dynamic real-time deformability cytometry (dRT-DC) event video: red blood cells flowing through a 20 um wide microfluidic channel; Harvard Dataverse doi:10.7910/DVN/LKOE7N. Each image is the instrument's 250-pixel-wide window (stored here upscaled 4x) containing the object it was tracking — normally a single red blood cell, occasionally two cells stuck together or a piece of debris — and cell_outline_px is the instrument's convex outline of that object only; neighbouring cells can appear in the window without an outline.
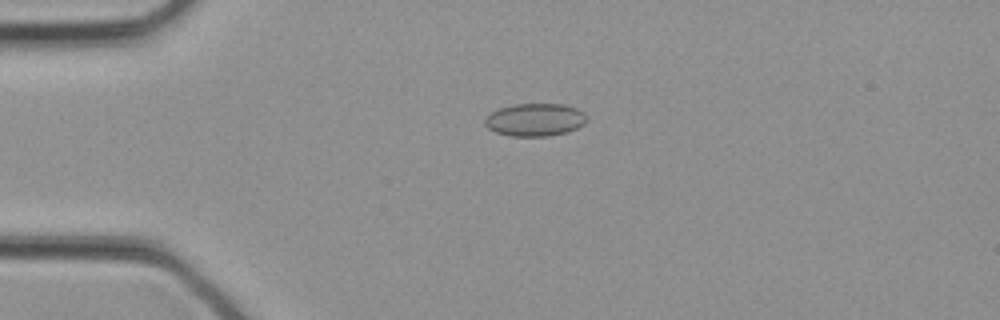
{"species": "common noctule bat (a hibernating species)", "species_latin": "Nyctalus noctula", "temperature_condition": "cold", "stored_images_in_passage": 32, "camera_frame_rate_fps": 3000, "um_per_image_px": 0.085, "animal": {"sex": "female", "body_mass_g": 21.9}, "frame": {"image": 1, "passage_image": 7, "time_ms": 2.0, "image_size_px": [1000, 320], "cell_outline_px": [[588, 120], [584, 124], [568, 132], [548, 136], [512, 136], [496, 132], [488, 128], [484, 124], [484, 120], [492, 112], [500, 108], [516, 104], [564, 104], [576, 108], [584, 112]], "centroid_in_image_um": [45.51, 10.18], "position_along_channel_um": 39.5, "area_um2": 19.42}}
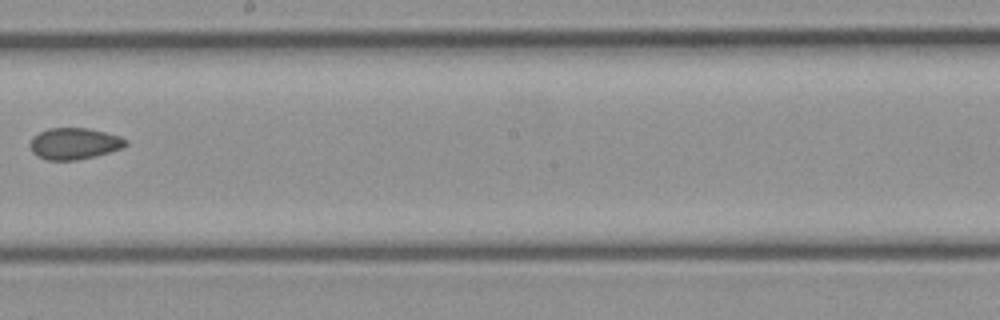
{"frame": {"image": 2, "passage_image": 18, "time_ms": 5.667, "image_size_px": [1000, 320], "cell_outline_px": [[128, 144], [124, 148], [96, 156], [76, 160], [48, 160], [32, 152], [28, 144], [32, 136], [48, 128], [88, 128], [120, 136], [128, 140]], "centroid_in_image_um": [6.33, 12.2], "position_along_channel_um": 241.9, "area_um2": 17.69}}
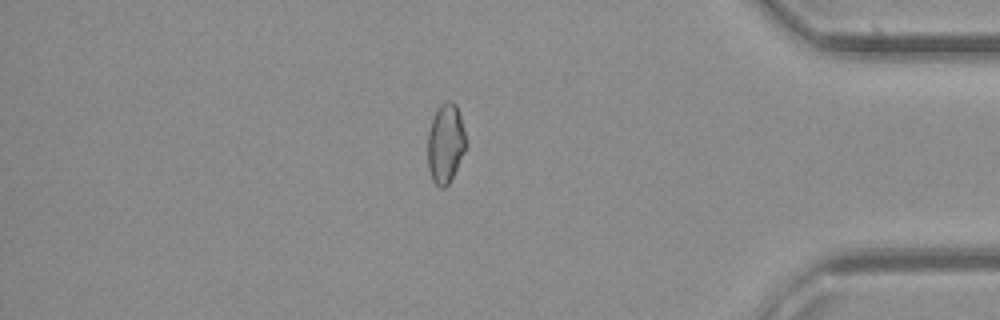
{"frame": {"image": 3, "passage_image": 27, "time_ms": 8.667, "image_size_px": [1000, 320], "cell_outline_px": [[468, 144], [448, 184], [444, 188], [440, 188], [432, 180], [428, 168], [428, 132], [432, 116], [440, 104], [444, 100], [452, 100], [456, 104], [460, 116]], "centroid_in_image_um": [37.86, 12.15], "position_along_channel_um": 397.3, "area_um2": 17.86}}